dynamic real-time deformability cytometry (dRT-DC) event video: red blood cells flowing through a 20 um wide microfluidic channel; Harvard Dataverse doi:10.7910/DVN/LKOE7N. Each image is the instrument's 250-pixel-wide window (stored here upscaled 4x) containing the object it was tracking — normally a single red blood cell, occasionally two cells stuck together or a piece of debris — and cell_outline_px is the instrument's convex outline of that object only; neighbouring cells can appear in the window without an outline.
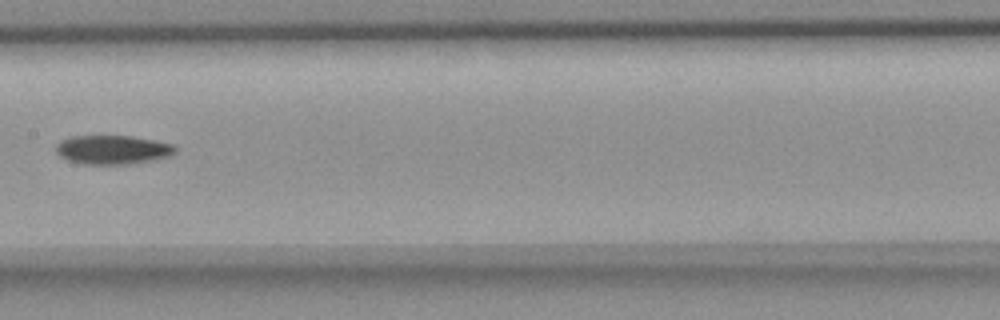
{"species": "common noctule bat (a hibernating species)", "species_latin": "Nyctalus noctula", "temperature_condition": "room temperature", "stored_images_in_passage": 12, "camera_frame_rate_fps": 3000, "um_per_image_px": 0.085, "animal": {"sex": "female", "body_mass_g": 18.4}, "frame": {"image": 1, "passage_image": 6, "time_ms": 7.0, "image_size_px": [1000, 320], "cell_outline_px": [[176, 152], [168, 156], [152, 160], [124, 164], [84, 164], [68, 160], [60, 156], [56, 152], [56, 144], [60, 140], [72, 136], [132, 136], [172, 144], [176, 148]], "centroid_in_image_um": [9.53, 12.72], "position_along_channel_um": 197.9, "area_um2": 19.94}}
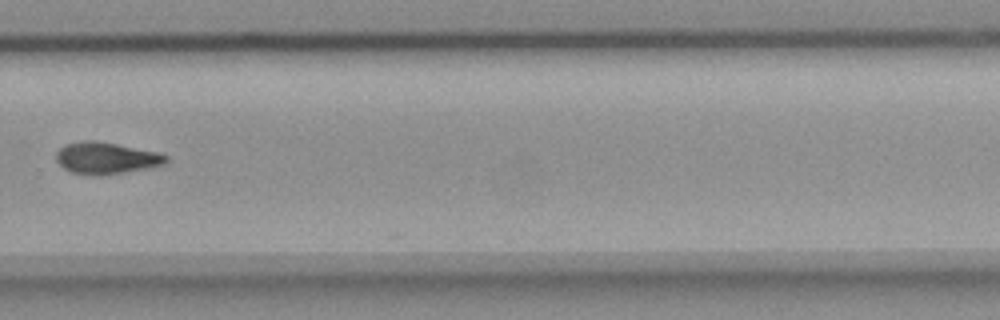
{"frame": {"image": 2, "passage_image": 9, "time_ms": 10.333, "image_size_px": [1000, 320], "cell_outline_px": [[168, 160], [164, 164], [124, 172], [96, 176], [72, 172], [64, 168], [56, 160], [56, 152], [64, 144], [84, 140], [96, 140], [160, 152], [168, 156]], "centroid_in_image_um": [9.01, 13.42], "position_along_channel_um": 320.8, "area_um2": 20.29}}
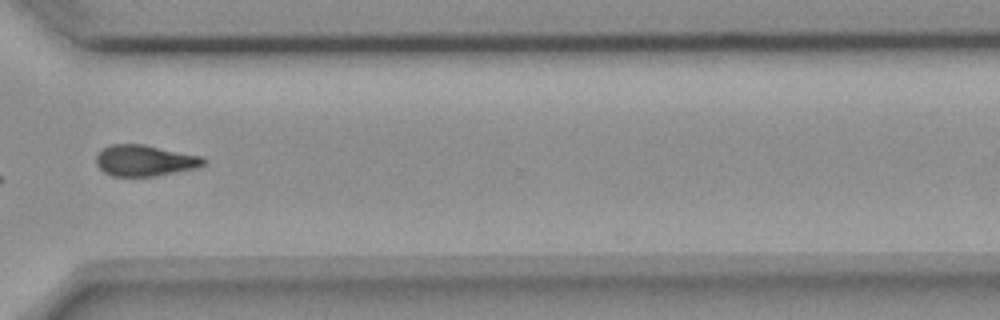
{"frame": {"image": 3, "passage_image": 10, "time_ms": 11.333, "image_size_px": [1000, 320], "cell_outline_px": [[208, 160], [200, 168], [156, 176], [112, 176], [104, 172], [96, 164], [96, 156], [104, 148], [112, 144], [144, 144], [204, 156]], "centroid_in_image_um": [12.38, 13.65], "position_along_channel_um": 358.2, "area_um2": 19.77}}